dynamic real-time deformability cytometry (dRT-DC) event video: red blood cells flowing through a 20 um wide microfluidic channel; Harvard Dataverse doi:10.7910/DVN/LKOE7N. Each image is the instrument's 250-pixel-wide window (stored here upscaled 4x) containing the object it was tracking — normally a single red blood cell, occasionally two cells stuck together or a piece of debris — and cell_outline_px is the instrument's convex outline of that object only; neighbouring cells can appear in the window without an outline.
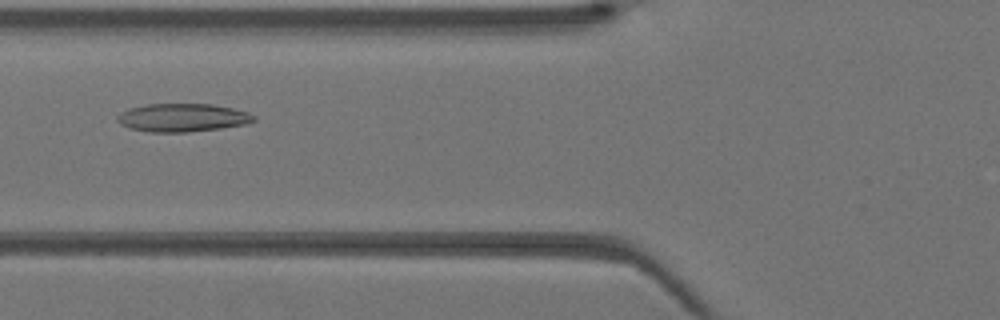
{"species": "Egyptian fruit bat (a non-hibernating species)", "species_latin": "Rousettus aegyptiacus", "temperature_condition": "warm", "stored_images_in_passage": 41, "camera_frame_rate_fps": 3000, "um_per_image_px": 0.085, "animal": {"sex": "female"}, "frame": {"image": 1, "passage_image": 16, "time_ms": 5.0, "image_size_px": [1000, 320], "cell_outline_px": [[256, 120], [244, 124], [220, 128], [188, 132], [148, 132], [128, 128], [120, 124], [116, 120], [116, 116], [120, 112], [128, 108], [148, 104], [212, 104], [232, 108], [248, 112], [256, 116]], "centroid_in_image_um": [15.47, 10.0], "position_along_channel_um": 110.3, "area_um2": 22.54}}
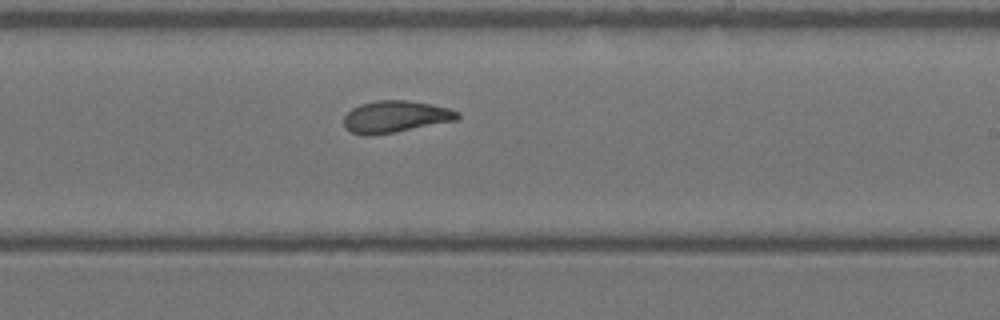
{"frame": {"image": 2, "passage_image": 25, "time_ms": 8.0, "image_size_px": [1000, 320], "cell_outline_px": [[460, 116], [456, 120], [396, 132], [368, 136], [364, 136], [352, 132], [344, 128], [344, 116], [352, 108], [360, 104], [376, 100], [404, 100], [432, 104], [448, 108], [460, 112]], "centroid_in_image_um": [33.59, 9.92], "position_along_channel_um": 255.4, "area_um2": 21.15}}
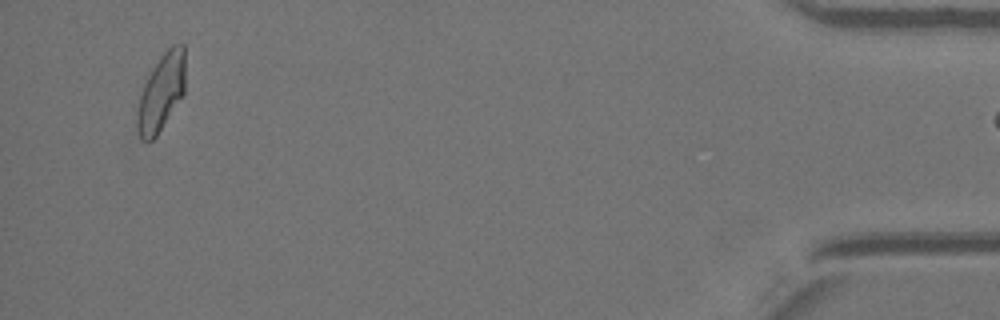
{"frame": {"image": 3, "passage_image": 40, "time_ms": 13.0, "image_size_px": [1000, 320], "cell_outline_px": [[184, 96], [156, 136], [148, 144], [140, 140], [136, 128], [136, 112], [140, 96], [144, 84], [152, 68], [160, 56], [172, 44], [184, 44]], "centroid_in_image_um": [13.69, 7.91], "position_along_channel_um": 421.5, "area_um2": 21.91}}